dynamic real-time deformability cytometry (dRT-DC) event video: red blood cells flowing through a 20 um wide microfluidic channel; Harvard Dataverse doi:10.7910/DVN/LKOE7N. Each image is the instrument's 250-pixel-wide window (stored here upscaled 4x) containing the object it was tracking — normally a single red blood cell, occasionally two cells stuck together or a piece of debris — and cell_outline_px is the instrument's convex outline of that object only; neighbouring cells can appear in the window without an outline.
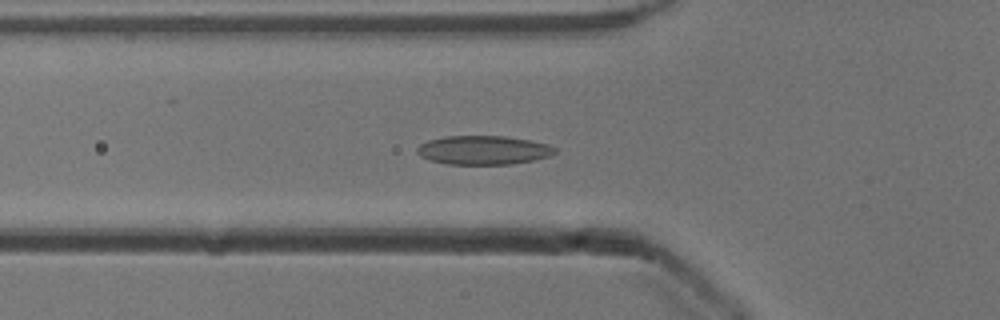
{"species": "common noctule bat (a hibernating species)", "species_latin": "Nyctalus noctula", "temperature_condition": "cold", "stored_images_in_passage": 32, "camera_frame_rate_fps": 3000, "um_per_image_px": 0.085, "animal": {"sex": "male", "body_mass_g": 13.3}, "frame": {"image": 1, "passage_image": 7, "time_ms": 2.0, "image_size_px": [1000, 320], "cell_outline_px": [[556, 152], [552, 156], [512, 164], [448, 164], [432, 160], [420, 156], [416, 152], [416, 148], [420, 144], [428, 140], [444, 136], [504, 136], [528, 140], [548, 144], [556, 148]], "centroid_in_image_um": [41.09, 12.76], "position_along_channel_um": 84.7, "area_um2": 23.18}}
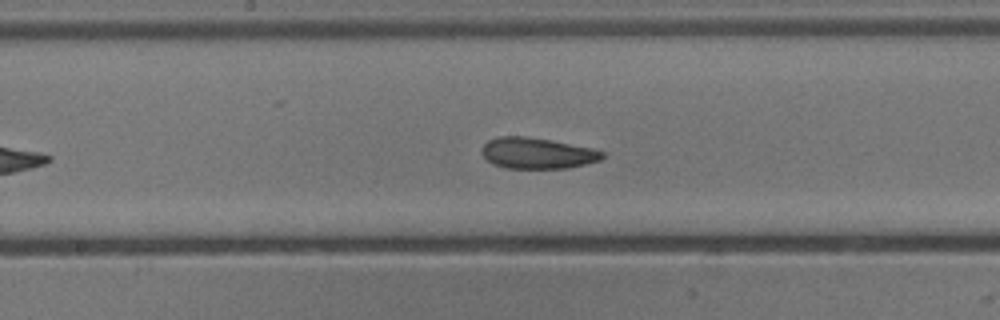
{"frame": {"image": 2, "passage_image": 16, "time_ms": 5.0, "image_size_px": [1000, 320], "cell_outline_px": [[604, 156], [600, 160], [568, 168], [504, 168], [492, 164], [480, 152], [484, 144], [488, 140], [500, 136], [524, 136], [548, 140], [592, 148], [604, 152]], "centroid_in_image_um": [45.63, 13.03], "position_along_channel_um": 202.6, "area_um2": 21.62}}
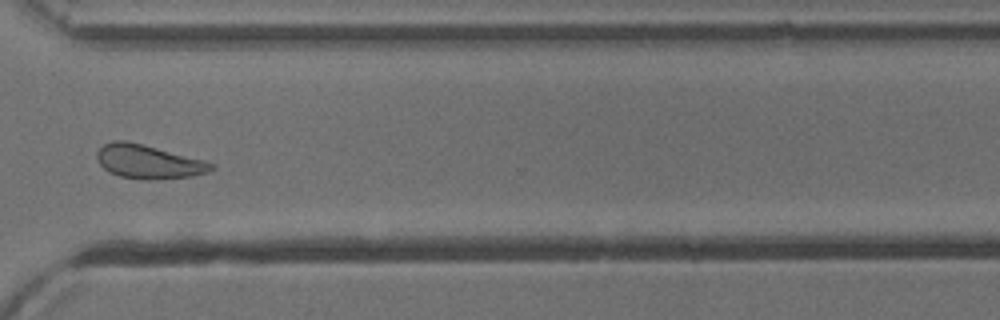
{"frame": {"image": 3, "passage_image": 28, "time_ms": 9.0, "image_size_px": [1000, 320], "cell_outline_px": [[216, 168], [208, 172], [192, 176], [148, 180], [120, 176], [108, 172], [100, 164], [96, 156], [96, 152], [104, 144], [112, 140], [124, 140], [204, 160], [212, 164]], "centroid_in_image_um": [12.59, 13.75], "position_along_channel_um": 358.0, "area_um2": 22.2}, "authors_computed_cell_mechanics": {"area_um2": 22.1663, "velocity_mm_per_s": 3.8976, "shape_relaxation_time_tau1_ms": 3.4879, "shape_relaxation_time_tau2_ms": 4.0488, "deformation_change_tau1": 0.0921, "deformation_change_tau2": 0.1018}}